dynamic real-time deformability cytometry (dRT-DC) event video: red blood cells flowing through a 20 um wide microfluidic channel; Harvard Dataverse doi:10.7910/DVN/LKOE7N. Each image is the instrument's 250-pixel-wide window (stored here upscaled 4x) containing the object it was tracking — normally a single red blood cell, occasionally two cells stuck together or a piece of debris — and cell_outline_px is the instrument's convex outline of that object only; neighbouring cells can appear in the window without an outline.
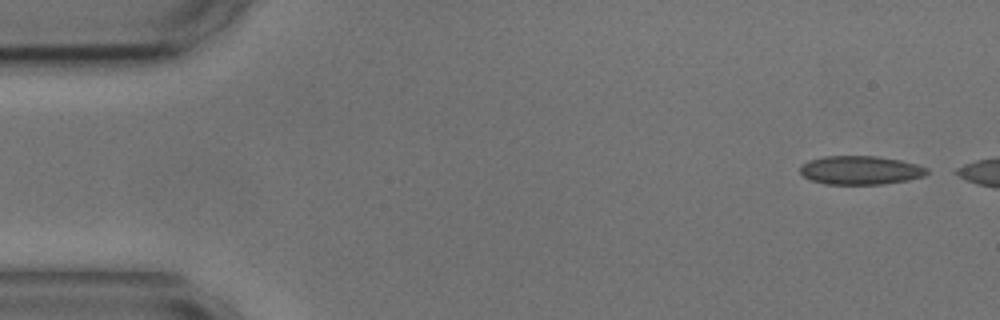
{"species": "common noctule bat (a hibernating species)", "species_latin": "Nyctalus noctula", "temperature_condition": "cold", "stored_images_in_passage": 5, "camera_frame_rate_fps": 3000, "um_per_image_px": 0.085, "animal": {"sex": "male", "body_mass_g": 17.9, "forearm_length_mm": 54.2}, "frame": {"image": 1, "passage_image": 1, "time_ms": 0.0, "image_size_px": [1000, 320], "cell_outline_px": [[928, 172], [924, 176], [908, 180], [884, 184], [824, 184], [812, 180], [804, 176], [800, 172], [800, 164], [808, 160], [824, 156], [876, 156], [900, 160], [916, 164], [928, 168]], "centroid_in_image_um": [73.12, 14.46], "position_along_channel_um": 11.9, "area_um2": 21.27}}
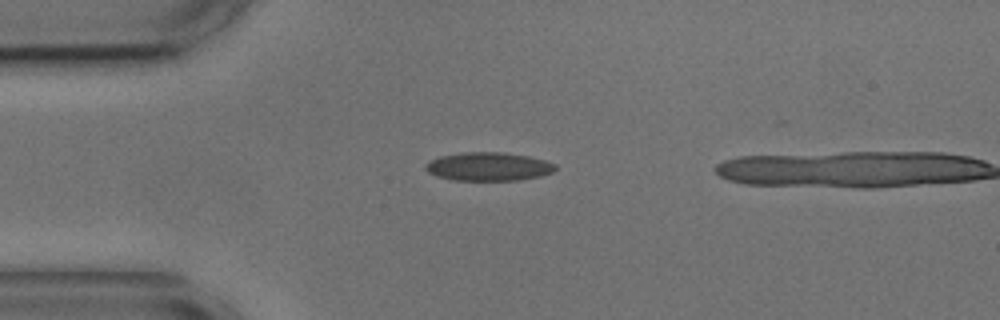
{"frame": {"image": 2, "passage_image": 4, "time_ms": 3.333, "image_size_px": [1000, 320], "cell_outline_px": [[556, 168], [552, 172], [540, 176], [520, 180], [452, 180], [436, 176], [428, 172], [424, 168], [424, 164], [440, 156], [464, 152], [504, 152], [528, 156], [544, 160], [556, 164]], "centroid_in_image_um": [41.51, 14.16], "position_along_channel_um": 43.5, "area_um2": 21.56}}